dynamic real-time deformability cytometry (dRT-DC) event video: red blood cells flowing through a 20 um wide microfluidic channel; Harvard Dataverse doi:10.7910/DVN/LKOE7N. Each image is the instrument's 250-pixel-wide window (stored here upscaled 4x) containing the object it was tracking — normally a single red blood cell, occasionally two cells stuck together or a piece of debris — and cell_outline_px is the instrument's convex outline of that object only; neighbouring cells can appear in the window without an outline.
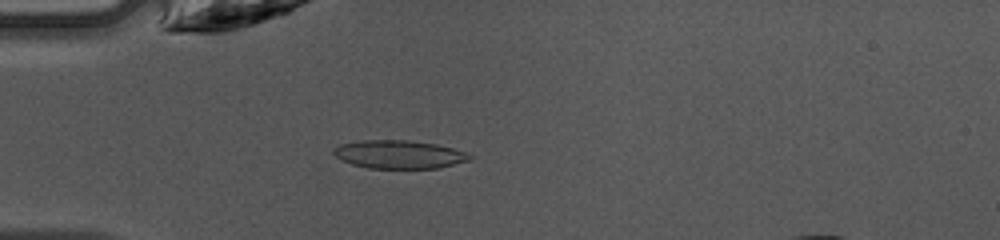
{"species": "common noctule bat (a hibernating species)", "species_latin": "Nyctalus noctula", "temperature_condition": "warm", "stored_images_in_passage": 46, "camera_frame_rate_fps": 3000, "um_per_image_px": 0.085, "animal": {"sex": "female", "body_mass_g": 10.0, "forearm_length_mm": 53.1}, "frame": {"image": 1, "passage_image": 13, "time_ms": 4.0, "image_size_px": [1000, 240], "cell_outline_px": [[476, 156], [472, 160], [440, 168], [368, 168], [352, 164], [336, 156], [332, 152], [332, 148], [340, 144], [360, 140], [408, 140], [436, 144], [452, 148]], "centroid_in_image_um": [33.95, 13.12], "position_along_channel_um": 51.0, "area_um2": 22.54}}
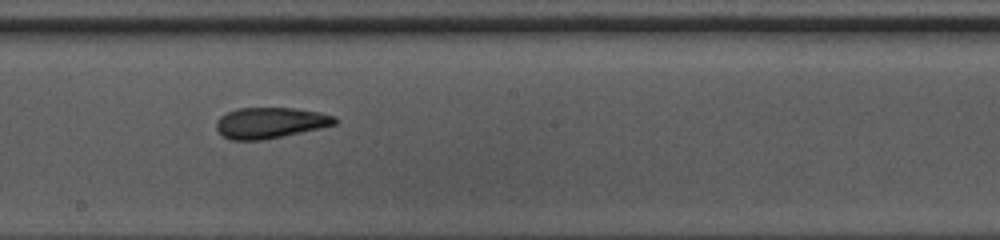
{"frame": {"image": 2, "passage_image": 26, "time_ms": 8.333, "image_size_px": [1000, 240], "cell_outline_px": [[340, 120], [336, 124], [320, 128], [264, 140], [232, 140], [224, 136], [216, 128], [216, 120], [220, 116], [236, 108], [292, 108], [320, 112], [336, 116]], "centroid_in_image_um": [22.99, 10.43], "position_along_channel_um": 225.2, "area_um2": 21.39}}
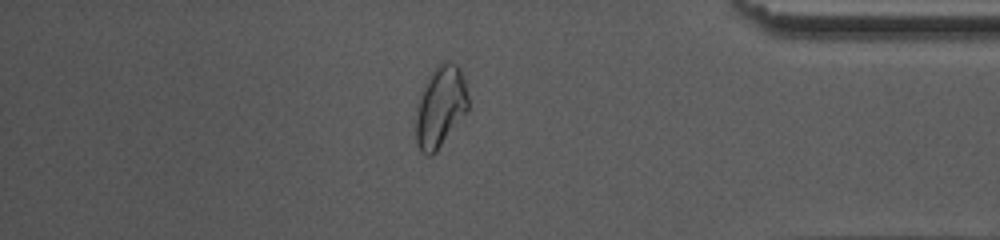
{"frame": {"image": 3, "passage_image": 40, "time_ms": 13.0, "image_size_px": [1000, 240], "cell_outline_px": [[468, 108], [436, 152], [432, 156], [428, 156], [420, 152], [416, 144], [416, 104], [420, 92], [428, 76], [436, 64], [444, 60], [448, 60], [460, 64], [468, 96]], "centroid_in_image_um": [37.4, 9.01], "position_along_channel_um": 397.8, "area_um2": 25.14}}